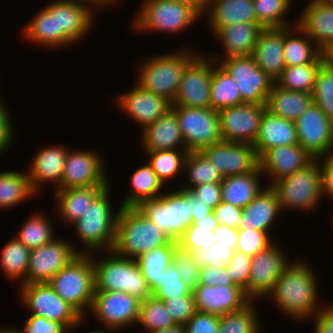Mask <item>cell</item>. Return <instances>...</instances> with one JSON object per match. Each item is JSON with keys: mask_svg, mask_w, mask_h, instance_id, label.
I'll return each instance as SVG.
<instances>
[{"mask_svg": "<svg viewBox=\"0 0 333 333\" xmlns=\"http://www.w3.org/2000/svg\"><path fill=\"white\" fill-rule=\"evenodd\" d=\"M317 160L321 169L323 196L327 195L333 199V153Z\"/></svg>", "mask_w": 333, "mask_h": 333, "instance_id": "cell-64", "label": "cell"}, {"mask_svg": "<svg viewBox=\"0 0 333 333\" xmlns=\"http://www.w3.org/2000/svg\"><path fill=\"white\" fill-rule=\"evenodd\" d=\"M16 333H68L70 332L62 323L30 315L22 330L14 328Z\"/></svg>", "mask_w": 333, "mask_h": 333, "instance_id": "cell-59", "label": "cell"}, {"mask_svg": "<svg viewBox=\"0 0 333 333\" xmlns=\"http://www.w3.org/2000/svg\"><path fill=\"white\" fill-rule=\"evenodd\" d=\"M177 248L178 242L173 241L169 245L145 252L135 259L144 279L147 281L151 294L159 287L163 270L173 263Z\"/></svg>", "mask_w": 333, "mask_h": 333, "instance_id": "cell-38", "label": "cell"}, {"mask_svg": "<svg viewBox=\"0 0 333 333\" xmlns=\"http://www.w3.org/2000/svg\"><path fill=\"white\" fill-rule=\"evenodd\" d=\"M110 185L89 205L82 216L72 224L76 236L86 249L81 253H100L113 249L118 212L114 214L110 203ZM96 251V252H95Z\"/></svg>", "mask_w": 333, "mask_h": 333, "instance_id": "cell-4", "label": "cell"}, {"mask_svg": "<svg viewBox=\"0 0 333 333\" xmlns=\"http://www.w3.org/2000/svg\"><path fill=\"white\" fill-rule=\"evenodd\" d=\"M187 173V184L179 189L189 191L192 187L204 183H217L223 181V175L200 151L188 152L184 170Z\"/></svg>", "mask_w": 333, "mask_h": 333, "instance_id": "cell-43", "label": "cell"}, {"mask_svg": "<svg viewBox=\"0 0 333 333\" xmlns=\"http://www.w3.org/2000/svg\"><path fill=\"white\" fill-rule=\"evenodd\" d=\"M141 4L132 18L137 32L181 33L201 18L192 7L170 0H144Z\"/></svg>", "mask_w": 333, "mask_h": 333, "instance_id": "cell-9", "label": "cell"}, {"mask_svg": "<svg viewBox=\"0 0 333 333\" xmlns=\"http://www.w3.org/2000/svg\"><path fill=\"white\" fill-rule=\"evenodd\" d=\"M52 223L45 215L34 213L25 220L15 237L30 250L46 245L59 237L55 236Z\"/></svg>", "mask_w": 333, "mask_h": 333, "instance_id": "cell-44", "label": "cell"}, {"mask_svg": "<svg viewBox=\"0 0 333 333\" xmlns=\"http://www.w3.org/2000/svg\"><path fill=\"white\" fill-rule=\"evenodd\" d=\"M218 63L236 82L244 103L266 104L275 81L257 66L252 55L226 57Z\"/></svg>", "mask_w": 333, "mask_h": 333, "instance_id": "cell-12", "label": "cell"}, {"mask_svg": "<svg viewBox=\"0 0 333 333\" xmlns=\"http://www.w3.org/2000/svg\"><path fill=\"white\" fill-rule=\"evenodd\" d=\"M141 131V145L146 152L186 149L176 112L173 109Z\"/></svg>", "mask_w": 333, "mask_h": 333, "instance_id": "cell-28", "label": "cell"}, {"mask_svg": "<svg viewBox=\"0 0 333 333\" xmlns=\"http://www.w3.org/2000/svg\"><path fill=\"white\" fill-rule=\"evenodd\" d=\"M19 288V301L31 315L60 322L70 333L86 320L65 302L48 282L22 284Z\"/></svg>", "mask_w": 333, "mask_h": 333, "instance_id": "cell-10", "label": "cell"}, {"mask_svg": "<svg viewBox=\"0 0 333 333\" xmlns=\"http://www.w3.org/2000/svg\"><path fill=\"white\" fill-rule=\"evenodd\" d=\"M204 56L197 55L184 69L172 106L211 108L212 74L218 62Z\"/></svg>", "mask_w": 333, "mask_h": 333, "instance_id": "cell-13", "label": "cell"}, {"mask_svg": "<svg viewBox=\"0 0 333 333\" xmlns=\"http://www.w3.org/2000/svg\"><path fill=\"white\" fill-rule=\"evenodd\" d=\"M140 300L120 291H95L89 313L103 328L121 331L136 325Z\"/></svg>", "mask_w": 333, "mask_h": 333, "instance_id": "cell-14", "label": "cell"}, {"mask_svg": "<svg viewBox=\"0 0 333 333\" xmlns=\"http://www.w3.org/2000/svg\"><path fill=\"white\" fill-rule=\"evenodd\" d=\"M192 204L191 194L177 188L156 199L145 200L137 208L172 241L178 242L193 223Z\"/></svg>", "mask_w": 333, "mask_h": 333, "instance_id": "cell-7", "label": "cell"}, {"mask_svg": "<svg viewBox=\"0 0 333 333\" xmlns=\"http://www.w3.org/2000/svg\"><path fill=\"white\" fill-rule=\"evenodd\" d=\"M103 330V331H102ZM102 330H93V331H91V332H89V333H113V332H115L116 333V331L117 330H113V329H108V328H106V329H102ZM105 330V331H104Z\"/></svg>", "mask_w": 333, "mask_h": 333, "instance_id": "cell-73", "label": "cell"}, {"mask_svg": "<svg viewBox=\"0 0 333 333\" xmlns=\"http://www.w3.org/2000/svg\"><path fill=\"white\" fill-rule=\"evenodd\" d=\"M131 190L121 203V207H137L141 202L156 199L163 192V183L148 163L137 168L130 177Z\"/></svg>", "mask_w": 333, "mask_h": 333, "instance_id": "cell-37", "label": "cell"}, {"mask_svg": "<svg viewBox=\"0 0 333 333\" xmlns=\"http://www.w3.org/2000/svg\"><path fill=\"white\" fill-rule=\"evenodd\" d=\"M33 19L24 25L22 35L25 40L49 49L60 48V33H55L54 14L43 7Z\"/></svg>", "mask_w": 333, "mask_h": 333, "instance_id": "cell-40", "label": "cell"}, {"mask_svg": "<svg viewBox=\"0 0 333 333\" xmlns=\"http://www.w3.org/2000/svg\"><path fill=\"white\" fill-rule=\"evenodd\" d=\"M194 200L206 204L211 209H214L221 201V182L204 183L192 187L188 191Z\"/></svg>", "mask_w": 333, "mask_h": 333, "instance_id": "cell-60", "label": "cell"}, {"mask_svg": "<svg viewBox=\"0 0 333 333\" xmlns=\"http://www.w3.org/2000/svg\"><path fill=\"white\" fill-rule=\"evenodd\" d=\"M104 156L89 150H68L62 171L60 189L87 186H109Z\"/></svg>", "mask_w": 333, "mask_h": 333, "instance_id": "cell-16", "label": "cell"}, {"mask_svg": "<svg viewBox=\"0 0 333 333\" xmlns=\"http://www.w3.org/2000/svg\"><path fill=\"white\" fill-rule=\"evenodd\" d=\"M214 213L198 219L192 223L178 241V248L189 252L199 248L210 247L215 243L213 230L218 226Z\"/></svg>", "mask_w": 333, "mask_h": 333, "instance_id": "cell-46", "label": "cell"}, {"mask_svg": "<svg viewBox=\"0 0 333 333\" xmlns=\"http://www.w3.org/2000/svg\"><path fill=\"white\" fill-rule=\"evenodd\" d=\"M270 236L267 232L260 230L239 229L236 251L253 257L274 242L273 237Z\"/></svg>", "mask_w": 333, "mask_h": 333, "instance_id": "cell-54", "label": "cell"}, {"mask_svg": "<svg viewBox=\"0 0 333 333\" xmlns=\"http://www.w3.org/2000/svg\"><path fill=\"white\" fill-rule=\"evenodd\" d=\"M164 304L176 324L184 325L197 312L194 295L171 297Z\"/></svg>", "mask_w": 333, "mask_h": 333, "instance_id": "cell-56", "label": "cell"}, {"mask_svg": "<svg viewBox=\"0 0 333 333\" xmlns=\"http://www.w3.org/2000/svg\"><path fill=\"white\" fill-rule=\"evenodd\" d=\"M137 325L144 326L145 333H152L155 330L175 325L164 301L150 295L140 302Z\"/></svg>", "mask_w": 333, "mask_h": 333, "instance_id": "cell-50", "label": "cell"}, {"mask_svg": "<svg viewBox=\"0 0 333 333\" xmlns=\"http://www.w3.org/2000/svg\"><path fill=\"white\" fill-rule=\"evenodd\" d=\"M118 1L120 2L121 0H93V10L95 9V7L97 8V7H99L100 8V6L102 7H106V6H109L110 4H111V6L114 4V6H115V4L116 3H118Z\"/></svg>", "mask_w": 333, "mask_h": 333, "instance_id": "cell-71", "label": "cell"}, {"mask_svg": "<svg viewBox=\"0 0 333 333\" xmlns=\"http://www.w3.org/2000/svg\"><path fill=\"white\" fill-rule=\"evenodd\" d=\"M311 318L315 333H333V304H326Z\"/></svg>", "mask_w": 333, "mask_h": 333, "instance_id": "cell-65", "label": "cell"}, {"mask_svg": "<svg viewBox=\"0 0 333 333\" xmlns=\"http://www.w3.org/2000/svg\"><path fill=\"white\" fill-rule=\"evenodd\" d=\"M262 29L258 23L239 22L215 31L213 34L216 39H219L224 54L222 56L221 54H216V56L215 53L213 56L210 54L209 58L218 62L220 58L252 55Z\"/></svg>", "mask_w": 333, "mask_h": 333, "instance_id": "cell-29", "label": "cell"}, {"mask_svg": "<svg viewBox=\"0 0 333 333\" xmlns=\"http://www.w3.org/2000/svg\"><path fill=\"white\" fill-rule=\"evenodd\" d=\"M45 6L54 14L55 33H60V47L83 40L94 27V11L87 6L68 1L52 0Z\"/></svg>", "mask_w": 333, "mask_h": 333, "instance_id": "cell-19", "label": "cell"}, {"mask_svg": "<svg viewBox=\"0 0 333 333\" xmlns=\"http://www.w3.org/2000/svg\"><path fill=\"white\" fill-rule=\"evenodd\" d=\"M318 276L304 260H292L283 269L267 297L274 299L277 309L297 321L311 319L326 305H320Z\"/></svg>", "mask_w": 333, "mask_h": 333, "instance_id": "cell-1", "label": "cell"}, {"mask_svg": "<svg viewBox=\"0 0 333 333\" xmlns=\"http://www.w3.org/2000/svg\"><path fill=\"white\" fill-rule=\"evenodd\" d=\"M68 150L65 146L49 145L37 151L27 171L32 190L36 194L43 189L41 186L45 183H54L56 190H59Z\"/></svg>", "mask_w": 333, "mask_h": 333, "instance_id": "cell-26", "label": "cell"}, {"mask_svg": "<svg viewBox=\"0 0 333 333\" xmlns=\"http://www.w3.org/2000/svg\"><path fill=\"white\" fill-rule=\"evenodd\" d=\"M298 144L295 121L276 116L265 110L259 127V133L253 145L258 158L267 150L277 146Z\"/></svg>", "mask_w": 333, "mask_h": 333, "instance_id": "cell-30", "label": "cell"}, {"mask_svg": "<svg viewBox=\"0 0 333 333\" xmlns=\"http://www.w3.org/2000/svg\"><path fill=\"white\" fill-rule=\"evenodd\" d=\"M5 106L0 98V155L8 151V148L12 146L15 136L11 117L8 113L9 110Z\"/></svg>", "mask_w": 333, "mask_h": 333, "instance_id": "cell-63", "label": "cell"}, {"mask_svg": "<svg viewBox=\"0 0 333 333\" xmlns=\"http://www.w3.org/2000/svg\"><path fill=\"white\" fill-rule=\"evenodd\" d=\"M192 291L193 289L181 279L179 269L172 263L163 270L159 287L151 295L164 301L171 297L193 295Z\"/></svg>", "mask_w": 333, "mask_h": 333, "instance_id": "cell-51", "label": "cell"}, {"mask_svg": "<svg viewBox=\"0 0 333 333\" xmlns=\"http://www.w3.org/2000/svg\"><path fill=\"white\" fill-rule=\"evenodd\" d=\"M200 284L206 286H229L234 285L226 269H219L212 265L200 268Z\"/></svg>", "mask_w": 333, "mask_h": 333, "instance_id": "cell-62", "label": "cell"}, {"mask_svg": "<svg viewBox=\"0 0 333 333\" xmlns=\"http://www.w3.org/2000/svg\"><path fill=\"white\" fill-rule=\"evenodd\" d=\"M213 209H211L206 204H203L202 202H198L197 200H194L193 198V204H192V219L193 223H195L198 219H201L210 213H212Z\"/></svg>", "mask_w": 333, "mask_h": 333, "instance_id": "cell-67", "label": "cell"}, {"mask_svg": "<svg viewBox=\"0 0 333 333\" xmlns=\"http://www.w3.org/2000/svg\"><path fill=\"white\" fill-rule=\"evenodd\" d=\"M281 212L276 192L268 185L242 209L239 229L260 230L270 235V230Z\"/></svg>", "mask_w": 333, "mask_h": 333, "instance_id": "cell-27", "label": "cell"}, {"mask_svg": "<svg viewBox=\"0 0 333 333\" xmlns=\"http://www.w3.org/2000/svg\"><path fill=\"white\" fill-rule=\"evenodd\" d=\"M321 1H323L326 4H329V5L333 6V0H321Z\"/></svg>", "mask_w": 333, "mask_h": 333, "instance_id": "cell-75", "label": "cell"}, {"mask_svg": "<svg viewBox=\"0 0 333 333\" xmlns=\"http://www.w3.org/2000/svg\"><path fill=\"white\" fill-rule=\"evenodd\" d=\"M265 105L244 103L218 111L222 141L254 145Z\"/></svg>", "mask_w": 333, "mask_h": 333, "instance_id": "cell-20", "label": "cell"}, {"mask_svg": "<svg viewBox=\"0 0 333 333\" xmlns=\"http://www.w3.org/2000/svg\"><path fill=\"white\" fill-rule=\"evenodd\" d=\"M68 1L83 4L93 11V0H68Z\"/></svg>", "mask_w": 333, "mask_h": 333, "instance_id": "cell-72", "label": "cell"}, {"mask_svg": "<svg viewBox=\"0 0 333 333\" xmlns=\"http://www.w3.org/2000/svg\"><path fill=\"white\" fill-rule=\"evenodd\" d=\"M131 91L118 94L114 99L129 118L140 125L141 130L154 123L172 109V102L142 88L137 83Z\"/></svg>", "mask_w": 333, "mask_h": 333, "instance_id": "cell-22", "label": "cell"}, {"mask_svg": "<svg viewBox=\"0 0 333 333\" xmlns=\"http://www.w3.org/2000/svg\"><path fill=\"white\" fill-rule=\"evenodd\" d=\"M268 185L275 190L282 213L286 209L300 212L317 209L323 198L322 175L317 159Z\"/></svg>", "mask_w": 333, "mask_h": 333, "instance_id": "cell-8", "label": "cell"}, {"mask_svg": "<svg viewBox=\"0 0 333 333\" xmlns=\"http://www.w3.org/2000/svg\"><path fill=\"white\" fill-rule=\"evenodd\" d=\"M192 7L201 17L204 15L208 2L206 0H170Z\"/></svg>", "mask_w": 333, "mask_h": 333, "instance_id": "cell-69", "label": "cell"}, {"mask_svg": "<svg viewBox=\"0 0 333 333\" xmlns=\"http://www.w3.org/2000/svg\"><path fill=\"white\" fill-rule=\"evenodd\" d=\"M322 65V63H309L286 66L275 83L286 90L312 93L317 73Z\"/></svg>", "mask_w": 333, "mask_h": 333, "instance_id": "cell-47", "label": "cell"}, {"mask_svg": "<svg viewBox=\"0 0 333 333\" xmlns=\"http://www.w3.org/2000/svg\"><path fill=\"white\" fill-rule=\"evenodd\" d=\"M204 14L212 33L234 23H257L253 0H210Z\"/></svg>", "mask_w": 333, "mask_h": 333, "instance_id": "cell-32", "label": "cell"}, {"mask_svg": "<svg viewBox=\"0 0 333 333\" xmlns=\"http://www.w3.org/2000/svg\"><path fill=\"white\" fill-rule=\"evenodd\" d=\"M108 186H87L60 189L54 192L56 212L62 222L72 225L76 222L91 202Z\"/></svg>", "mask_w": 333, "mask_h": 333, "instance_id": "cell-33", "label": "cell"}, {"mask_svg": "<svg viewBox=\"0 0 333 333\" xmlns=\"http://www.w3.org/2000/svg\"><path fill=\"white\" fill-rule=\"evenodd\" d=\"M293 0H253L254 11L257 23L262 28H281L294 26L291 21H287L288 13ZM292 24V25H291Z\"/></svg>", "mask_w": 333, "mask_h": 333, "instance_id": "cell-49", "label": "cell"}, {"mask_svg": "<svg viewBox=\"0 0 333 333\" xmlns=\"http://www.w3.org/2000/svg\"><path fill=\"white\" fill-rule=\"evenodd\" d=\"M320 51L322 64L325 67L333 70V42L328 43Z\"/></svg>", "mask_w": 333, "mask_h": 333, "instance_id": "cell-68", "label": "cell"}, {"mask_svg": "<svg viewBox=\"0 0 333 333\" xmlns=\"http://www.w3.org/2000/svg\"><path fill=\"white\" fill-rule=\"evenodd\" d=\"M173 263L179 269L181 279L192 289L200 284V267L193 261L189 252L177 248Z\"/></svg>", "mask_w": 333, "mask_h": 333, "instance_id": "cell-57", "label": "cell"}, {"mask_svg": "<svg viewBox=\"0 0 333 333\" xmlns=\"http://www.w3.org/2000/svg\"><path fill=\"white\" fill-rule=\"evenodd\" d=\"M293 26L263 28L258 36L252 56L255 63L276 81L286 67L284 61V35Z\"/></svg>", "mask_w": 333, "mask_h": 333, "instance_id": "cell-25", "label": "cell"}, {"mask_svg": "<svg viewBox=\"0 0 333 333\" xmlns=\"http://www.w3.org/2000/svg\"><path fill=\"white\" fill-rule=\"evenodd\" d=\"M176 112L185 148L199 152L205 147L222 141L218 111L212 108L172 106Z\"/></svg>", "mask_w": 333, "mask_h": 333, "instance_id": "cell-11", "label": "cell"}, {"mask_svg": "<svg viewBox=\"0 0 333 333\" xmlns=\"http://www.w3.org/2000/svg\"><path fill=\"white\" fill-rule=\"evenodd\" d=\"M223 175H242L259 166V158L253 145L220 141L200 151Z\"/></svg>", "mask_w": 333, "mask_h": 333, "instance_id": "cell-21", "label": "cell"}, {"mask_svg": "<svg viewBox=\"0 0 333 333\" xmlns=\"http://www.w3.org/2000/svg\"><path fill=\"white\" fill-rule=\"evenodd\" d=\"M263 173L258 166L254 171L242 175H230L221 182V199L240 208L247 206L263 189Z\"/></svg>", "mask_w": 333, "mask_h": 333, "instance_id": "cell-34", "label": "cell"}, {"mask_svg": "<svg viewBox=\"0 0 333 333\" xmlns=\"http://www.w3.org/2000/svg\"><path fill=\"white\" fill-rule=\"evenodd\" d=\"M313 158L299 144L277 146L267 150L259 158L263 176L271 179V184L278 179L301 170L311 164Z\"/></svg>", "mask_w": 333, "mask_h": 333, "instance_id": "cell-24", "label": "cell"}, {"mask_svg": "<svg viewBox=\"0 0 333 333\" xmlns=\"http://www.w3.org/2000/svg\"><path fill=\"white\" fill-rule=\"evenodd\" d=\"M34 195L27 172L0 173V208L14 207Z\"/></svg>", "mask_w": 333, "mask_h": 333, "instance_id": "cell-42", "label": "cell"}, {"mask_svg": "<svg viewBox=\"0 0 333 333\" xmlns=\"http://www.w3.org/2000/svg\"><path fill=\"white\" fill-rule=\"evenodd\" d=\"M312 103V93L286 90L274 83L265 106L270 113L295 121Z\"/></svg>", "mask_w": 333, "mask_h": 333, "instance_id": "cell-35", "label": "cell"}, {"mask_svg": "<svg viewBox=\"0 0 333 333\" xmlns=\"http://www.w3.org/2000/svg\"><path fill=\"white\" fill-rule=\"evenodd\" d=\"M251 266V257L235 251L231 261L227 265L226 272L234 285L243 289L248 297V283Z\"/></svg>", "mask_w": 333, "mask_h": 333, "instance_id": "cell-55", "label": "cell"}, {"mask_svg": "<svg viewBox=\"0 0 333 333\" xmlns=\"http://www.w3.org/2000/svg\"><path fill=\"white\" fill-rule=\"evenodd\" d=\"M278 245L275 241L251 257L248 283V298L251 301L267 297L283 269L290 263L281 245Z\"/></svg>", "mask_w": 333, "mask_h": 333, "instance_id": "cell-18", "label": "cell"}, {"mask_svg": "<svg viewBox=\"0 0 333 333\" xmlns=\"http://www.w3.org/2000/svg\"><path fill=\"white\" fill-rule=\"evenodd\" d=\"M30 249L16 237L8 241L0 256V269L8 279L26 284V275L30 259Z\"/></svg>", "mask_w": 333, "mask_h": 333, "instance_id": "cell-39", "label": "cell"}, {"mask_svg": "<svg viewBox=\"0 0 333 333\" xmlns=\"http://www.w3.org/2000/svg\"><path fill=\"white\" fill-rule=\"evenodd\" d=\"M192 292L196 311L218 316L240 310L251 301L245 291L237 285L206 286L199 284Z\"/></svg>", "mask_w": 333, "mask_h": 333, "instance_id": "cell-23", "label": "cell"}, {"mask_svg": "<svg viewBox=\"0 0 333 333\" xmlns=\"http://www.w3.org/2000/svg\"><path fill=\"white\" fill-rule=\"evenodd\" d=\"M183 49L145 58L138 65L136 83L173 103L184 69L198 55L190 47Z\"/></svg>", "mask_w": 333, "mask_h": 333, "instance_id": "cell-5", "label": "cell"}, {"mask_svg": "<svg viewBox=\"0 0 333 333\" xmlns=\"http://www.w3.org/2000/svg\"><path fill=\"white\" fill-rule=\"evenodd\" d=\"M73 242L58 237L30 251L26 284L49 282L81 250Z\"/></svg>", "mask_w": 333, "mask_h": 333, "instance_id": "cell-15", "label": "cell"}, {"mask_svg": "<svg viewBox=\"0 0 333 333\" xmlns=\"http://www.w3.org/2000/svg\"><path fill=\"white\" fill-rule=\"evenodd\" d=\"M152 333H185V327L181 324H175L170 327L155 330Z\"/></svg>", "mask_w": 333, "mask_h": 333, "instance_id": "cell-70", "label": "cell"}, {"mask_svg": "<svg viewBox=\"0 0 333 333\" xmlns=\"http://www.w3.org/2000/svg\"><path fill=\"white\" fill-rule=\"evenodd\" d=\"M173 241L137 207H120L116 222L113 251L122 257L136 259L152 249Z\"/></svg>", "mask_w": 333, "mask_h": 333, "instance_id": "cell-2", "label": "cell"}, {"mask_svg": "<svg viewBox=\"0 0 333 333\" xmlns=\"http://www.w3.org/2000/svg\"><path fill=\"white\" fill-rule=\"evenodd\" d=\"M104 257L97 259L90 253L94 269L95 291H120L140 301L151 295L135 259L117 255L113 250L103 251Z\"/></svg>", "mask_w": 333, "mask_h": 333, "instance_id": "cell-3", "label": "cell"}, {"mask_svg": "<svg viewBox=\"0 0 333 333\" xmlns=\"http://www.w3.org/2000/svg\"><path fill=\"white\" fill-rule=\"evenodd\" d=\"M298 144L313 158L333 153V121L318 105L312 103L295 120Z\"/></svg>", "mask_w": 333, "mask_h": 333, "instance_id": "cell-17", "label": "cell"}, {"mask_svg": "<svg viewBox=\"0 0 333 333\" xmlns=\"http://www.w3.org/2000/svg\"><path fill=\"white\" fill-rule=\"evenodd\" d=\"M234 252V249L215 242L210 247L190 250L189 254L200 268L212 265L219 269H225L231 261Z\"/></svg>", "mask_w": 333, "mask_h": 333, "instance_id": "cell-53", "label": "cell"}, {"mask_svg": "<svg viewBox=\"0 0 333 333\" xmlns=\"http://www.w3.org/2000/svg\"><path fill=\"white\" fill-rule=\"evenodd\" d=\"M0 333H16L15 332V330L13 329V328H8V327H6V328H3L1 331H0Z\"/></svg>", "mask_w": 333, "mask_h": 333, "instance_id": "cell-74", "label": "cell"}, {"mask_svg": "<svg viewBox=\"0 0 333 333\" xmlns=\"http://www.w3.org/2000/svg\"><path fill=\"white\" fill-rule=\"evenodd\" d=\"M296 21L320 50L333 42V6L311 0Z\"/></svg>", "mask_w": 333, "mask_h": 333, "instance_id": "cell-31", "label": "cell"}, {"mask_svg": "<svg viewBox=\"0 0 333 333\" xmlns=\"http://www.w3.org/2000/svg\"><path fill=\"white\" fill-rule=\"evenodd\" d=\"M48 283L83 318L87 317L95 294L94 269L90 254L79 253Z\"/></svg>", "mask_w": 333, "mask_h": 333, "instance_id": "cell-6", "label": "cell"}, {"mask_svg": "<svg viewBox=\"0 0 333 333\" xmlns=\"http://www.w3.org/2000/svg\"><path fill=\"white\" fill-rule=\"evenodd\" d=\"M220 316L196 312L185 324V333H218Z\"/></svg>", "mask_w": 333, "mask_h": 333, "instance_id": "cell-58", "label": "cell"}, {"mask_svg": "<svg viewBox=\"0 0 333 333\" xmlns=\"http://www.w3.org/2000/svg\"><path fill=\"white\" fill-rule=\"evenodd\" d=\"M320 49L296 24L284 35V61L286 66L322 63Z\"/></svg>", "mask_w": 333, "mask_h": 333, "instance_id": "cell-36", "label": "cell"}, {"mask_svg": "<svg viewBox=\"0 0 333 333\" xmlns=\"http://www.w3.org/2000/svg\"><path fill=\"white\" fill-rule=\"evenodd\" d=\"M149 159L148 165L156 173L158 179L164 184L184 170L185 160L188 155L186 149H172L156 152H144Z\"/></svg>", "mask_w": 333, "mask_h": 333, "instance_id": "cell-45", "label": "cell"}, {"mask_svg": "<svg viewBox=\"0 0 333 333\" xmlns=\"http://www.w3.org/2000/svg\"><path fill=\"white\" fill-rule=\"evenodd\" d=\"M238 228H231L226 225H218L213 230V235L215 242L221 243L224 246H228L236 251V247L238 244Z\"/></svg>", "mask_w": 333, "mask_h": 333, "instance_id": "cell-66", "label": "cell"}, {"mask_svg": "<svg viewBox=\"0 0 333 333\" xmlns=\"http://www.w3.org/2000/svg\"><path fill=\"white\" fill-rule=\"evenodd\" d=\"M255 303L250 301L240 310L220 316L218 333H261Z\"/></svg>", "mask_w": 333, "mask_h": 333, "instance_id": "cell-48", "label": "cell"}, {"mask_svg": "<svg viewBox=\"0 0 333 333\" xmlns=\"http://www.w3.org/2000/svg\"><path fill=\"white\" fill-rule=\"evenodd\" d=\"M313 103L333 121V70L322 65L314 83Z\"/></svg>", "mask_w": 333, "mask_h": 333, "instance_id": "cell-52", "label": "cell"}, {"mask_svg": "<svg viewBox=\"0 0 333 333\" xmlns=\"http://www.w3.org/2000/svg\"><path fill=\"white\" fill-rule=\"evenodd\" d=\"M210 101L216 111L244 104L236 82L219 63L213 68Z\"/></svg>", "mask_w": 333, "mask_h": 333, "instance_id": "cell-41", "label": "cell"}, {"mask_svg": "<svg viewBox=\"0 0 333 333\" xmlns=\"http://www.w3.org/2000/svg\"><path fill=\"white\" fill-rule=\"evenodd\" d=\"M242 209L243 208L221 201L212 212L219 225H226L231 228L239 229Z\"/></svg>", "mask_w": 333, "mask_h": 333, "instance_id": "cell-61", "label": "cell"}]
</instances>
